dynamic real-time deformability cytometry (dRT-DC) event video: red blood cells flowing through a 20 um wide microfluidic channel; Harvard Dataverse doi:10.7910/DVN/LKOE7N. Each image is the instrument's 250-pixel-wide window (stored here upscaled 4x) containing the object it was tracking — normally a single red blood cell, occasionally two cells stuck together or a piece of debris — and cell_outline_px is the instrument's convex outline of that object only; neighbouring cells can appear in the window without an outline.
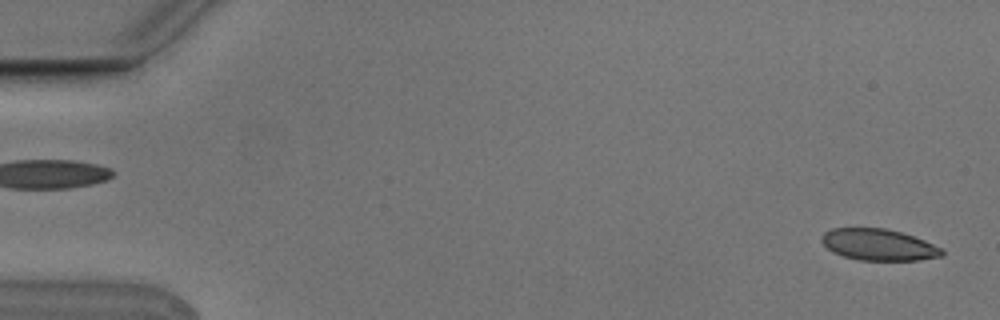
{"species": "Egyptian fruit bat (a non-hibernating species)", "species_latin": "Rousettus aegyptiacus", "temperature_condition": "cold", "stored_images_in_passage": 3, "segment_of_instrument_passage": [2, 2], "camera_frame_rate_fps": 3000, "um_per_image_px": 0.085, "animal": {"sex": "male"}, "frame": {"image": 1, "passage_image": 3, "time_ms": 0.667, "image_size_px": [1000, 320], "cell_outline_px": [[944, 256], [920, 260], [860, 260], [844, 256], [832, 252], [820, 240], [820, 236], [824, 232], [832, 228], [884, 228], [900, 232], [924, 240], [944, 248]], "centroid_in_image_um": [74.7, 20.8], "position_along_channel_um": 10.3, "area_um2": 22.14}}